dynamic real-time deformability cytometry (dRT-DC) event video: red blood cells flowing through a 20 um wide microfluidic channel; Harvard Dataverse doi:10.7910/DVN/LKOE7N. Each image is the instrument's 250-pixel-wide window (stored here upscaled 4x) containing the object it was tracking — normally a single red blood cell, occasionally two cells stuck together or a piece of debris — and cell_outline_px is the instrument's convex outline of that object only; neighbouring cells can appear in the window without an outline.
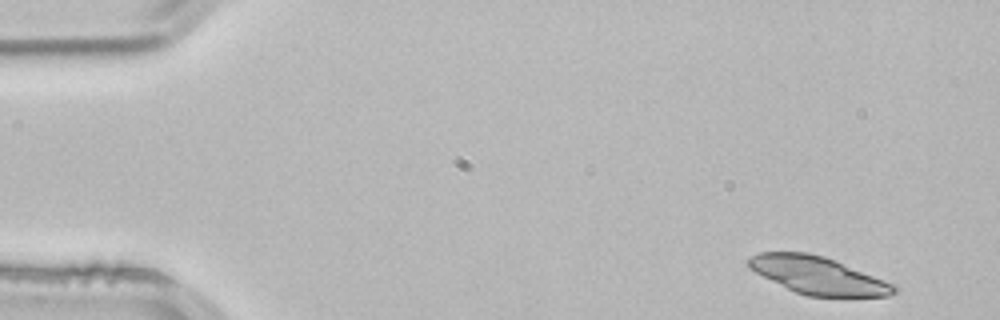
{"species": "common noctule bat (a hibernating species)", "species_latin": "Nyctalus noctula", "temperature_condition": "room temperature", "stored_images_in_passage": 3, "camera_frame_rate_fps": 3000, "um_per_image_px": 0.085, "animal": {"sex": "male", "body_mass_g": 21.5, "forearm_length_mm": 52.0}, "frame": {"image": 1, "passage_image": 1, "time_ms": 0.0, "image_size_px": [1000, 320], "cell_outline_px": [[900, 288], [896, 292], [888, 296], [808, 296], [796, 292], [748, 268], [748, 260], [752, 256], [760, 252], [808, 252], [824, 256], [896, 284]], "centroid_in_image_um": [69.58, 23.4], "position_along_channel_um": 15.4, "area_um2": 31.44}}